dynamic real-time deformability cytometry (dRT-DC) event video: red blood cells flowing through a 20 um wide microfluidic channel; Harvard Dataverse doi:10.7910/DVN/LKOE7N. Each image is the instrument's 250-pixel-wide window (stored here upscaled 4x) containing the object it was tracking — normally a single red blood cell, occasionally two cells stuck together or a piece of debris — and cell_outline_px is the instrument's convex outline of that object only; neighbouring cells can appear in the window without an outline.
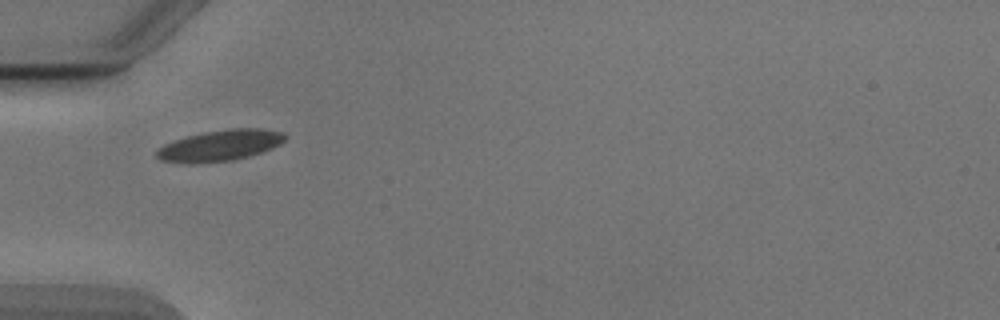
{"species": "Egyptian fruit bat (a non-hibernating species)", "species_latin": "Rousettus aegyptiacus", "temperature_condition": "cold", "stored_images_in_passage": 19, "camera_frame_rate_fps": 3000, "um_per_image_px": 0.085, "animal": {"sex": "male"}, "frame": {"image": 1, "passage_image": 1, "time_ms": 0.0, "image_size_px": [1000, 320], "cell_outline_px": [[288, 136], [280, 144], [272, 148], [248, 156], [232, 160], [196, 164], [184, 164], [160, 160], [156, 156], [156, 152], [164, 144], [188, 136], [204, 132], [228, 128], [260, 128], [284, 132]], "centroid_in_image_um": [18.71, 12.37], "position_along_channel_um": 66.3, "area_um2": 23.29}}